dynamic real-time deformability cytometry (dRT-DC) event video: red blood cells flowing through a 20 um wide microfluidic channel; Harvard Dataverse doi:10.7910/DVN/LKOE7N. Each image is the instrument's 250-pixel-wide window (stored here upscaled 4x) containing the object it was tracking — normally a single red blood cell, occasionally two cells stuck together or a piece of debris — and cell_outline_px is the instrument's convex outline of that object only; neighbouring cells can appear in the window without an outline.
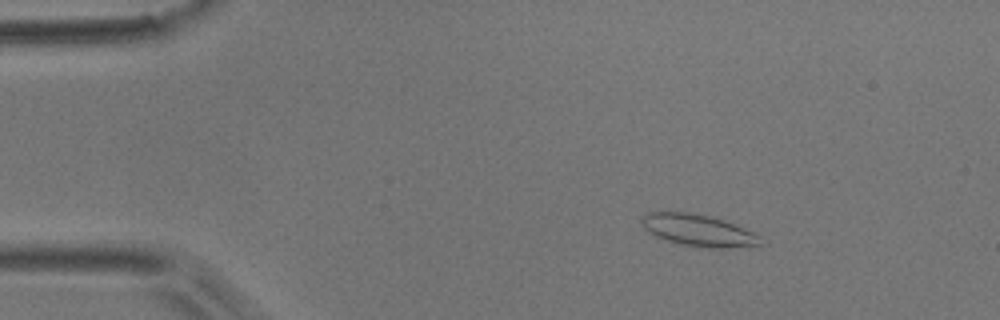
{"species": "common noctule bat (a hibernating species)", "species_latin": "Nyctalus noctula", "temperature_condition": "room temperature", "stored_images_in_passage": 52, "camera_frame_rate_fps": 3000, "um_per_image_px": 0.085, "animal": {"sex": "male", "body_mass_g": 17.9}, "frame": {"image": 1, "passage_image": 7, "time_ms": 2.0, "image_size_px": [1000, 320], "cell_outline_px": [[764, 244], [724, 248], [712, 248], [680, 244], [656, 236], [648, 232], [644, 228], [640, 220], [644, 212], [688, 212], [708, 216], [724, 220], [752, 232]], "centroid_in_image_um": [59.28, 19.56], "position_along_channel_um": 25.7, "area_um2": 21.62}}
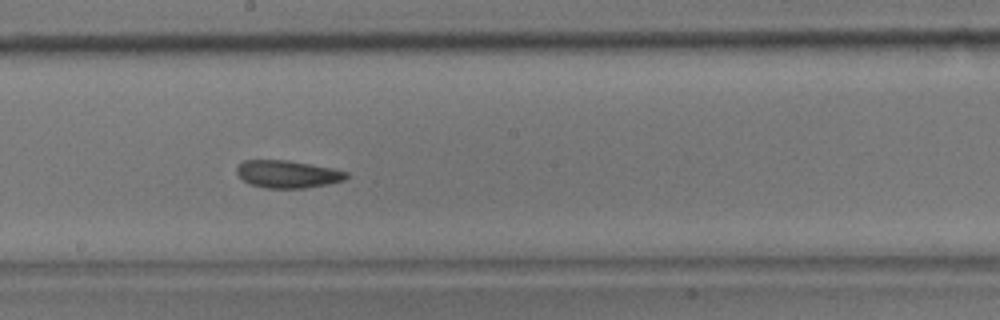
{"frame": {"image": 2, "passage_image": 28, "time_ms": 9.0, "image_size_px": [1000, 320], "cell_outline_px": [[348, 176], [344, 180], [328, 184], [304, 188], [264, 188], [252, 184], [244, 180], [236, 172], [236, 168], [244, 160], [288, 160], [332, 168], [348, 172]], "centroid_in_image_um": [24.46, 14.8], "position_along_channel_um": 223.7, "area_um2": 17.46}}
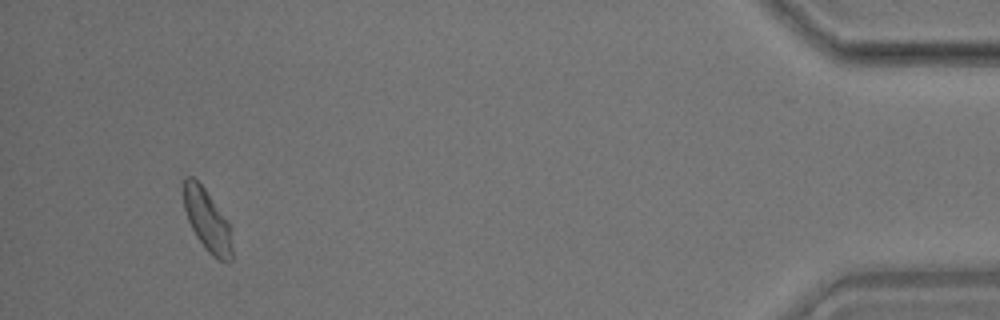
{"frame": {"image": 3, "passage_image": 49, "time_ms": 16.0, "image_size_px": [1000, 320], "cell_outline_px": [[232, 260], [220, 260], [212, 256], [208, 252], [196, 236], [188, 220], [184, 208], [184, 176], [192, 176], [204, 188], [228, 220], [232, 248]], "centroid_in_image_um": [17.61, 18.72], "position_along_channel_um": 417.6, "area_um2": 17.22}, "authors_computed_cell_mechanics": {"area_um2": 17.9469, "velocity_mm_per_s": 3.774, "shape_relaxation_time_tau1_ms": null, "shape_relaxation_time_tau2_ms": 3.9999, "deformation_change_tau1": null, "deformation_change_tau2": 0.1027}}